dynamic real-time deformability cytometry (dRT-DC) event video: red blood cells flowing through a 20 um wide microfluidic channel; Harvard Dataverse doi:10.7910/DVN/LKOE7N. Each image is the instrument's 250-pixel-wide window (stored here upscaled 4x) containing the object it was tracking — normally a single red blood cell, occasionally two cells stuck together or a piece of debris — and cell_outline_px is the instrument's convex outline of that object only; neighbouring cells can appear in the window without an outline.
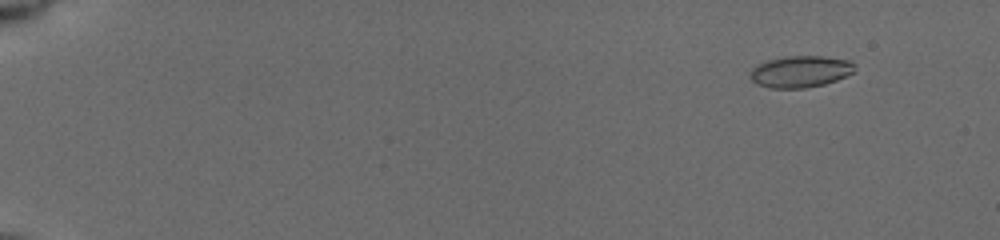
{"species": "common noctule bat (a hibernating species)", "species_latin": "Nyctalus noctula", "temperature_condition": "cold", "stored_images_in_passage": 3, "camera_frame_rate_fps": 3000, "um_per_image_px": 0.085, "animal": {"sex": "female", "body_mass_g": 19.5, "forearm_length_mm": 54.1}, "frame": {"image": 1, "passage_image": 1, "time_ms": 0.0, "image_size_px": [1000, 240], "cell_outline_px": [[852, 72], [836, 80], [824, 84], [804, 88], [772, 88], [760, 84], [752, 80], [752, 68], [756, 64], [768, 60], [784, 56], [820, 56], [852, 60]], "centroid_in_image_um": [68.02, 6.07], "position_along_channel_um": 17.0, "area_um2": 18.9}}